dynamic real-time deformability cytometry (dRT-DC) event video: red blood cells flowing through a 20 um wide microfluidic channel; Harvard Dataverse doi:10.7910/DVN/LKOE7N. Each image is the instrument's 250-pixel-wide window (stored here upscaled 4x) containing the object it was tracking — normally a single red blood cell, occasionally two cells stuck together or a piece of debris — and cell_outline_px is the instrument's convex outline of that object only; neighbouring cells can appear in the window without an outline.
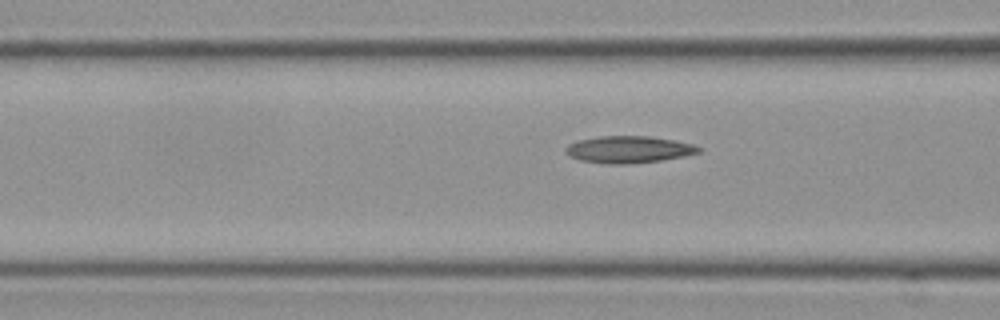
{"species": "Egyptian fruit bat (a non-hibernating species)", "species_latin": "Rousettus aegyptiacus", "temperature_condition": "cold", "stored_images_in_passage": 6, "camera_frame_rate_fps": 3000, "um_per_image_px": 0.085, "frame": {"image": 1, "passage_image": 4, "time_ms": 1.0, "image_size_px": [1000, 320], "cell_outline_px": [[704, 148], [700, 152], [684, 156], [660, 160], [628, 164], [608, 164], [580, 160], [568, 156], [564, 152], [564, 148], [568, 144], [580, 140], [600, 136], [648, 136], [672, 140], [692, 144]], "centroid_in_image_um": [53.41, 12.71], "position_along_channel_um": 113.2, "area_um2": 20.87}}